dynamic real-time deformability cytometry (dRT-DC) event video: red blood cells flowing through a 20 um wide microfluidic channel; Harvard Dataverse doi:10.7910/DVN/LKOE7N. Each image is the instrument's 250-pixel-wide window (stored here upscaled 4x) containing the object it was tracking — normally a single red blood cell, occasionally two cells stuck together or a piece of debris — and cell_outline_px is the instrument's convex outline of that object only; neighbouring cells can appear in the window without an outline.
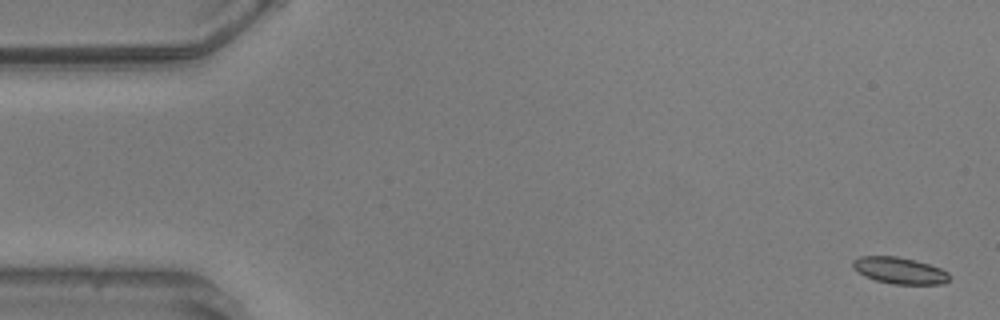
{"species": "common noctule bat (a hibernating species)", "species_latin": "Nyctalus noctula", "temperature_condition": "warm", "stored_images_in_passage": 57, "camera_frame_rate_fps": 3000, "um_per_image_px": 0.085, "animal": {"sex": "male", "body_mass_g": 20.5, "forearm_length_mm": 52.5}, "frame": {"image": 1, "passage_image": 1, "time_ms": 0.0, "image_size_px": [1000, 320], "cell_outline_px": [[948, 280], [944, 284], [892, 284], [876, 280], [864, 276], [856, 272], [852, 268], [852, 260], [860, 256], [896, 256], [916, 260], [940, 268], [948, 272]], "centroid_in_image_um": [76.41, 22.99], "position_along_channel_um": 8.6, "area_um2": 15.03}}
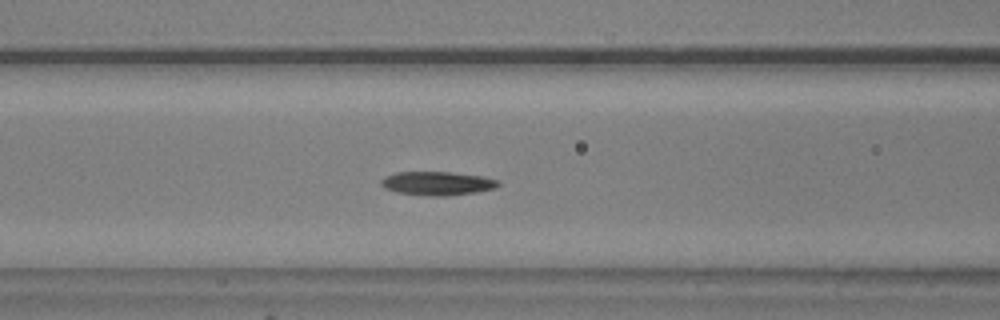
{"frame": {"image": 2, "passage_image": 22, "time_ms": 7.0, "image_size_px": [1000, 320], "cell_outline_px": [[500, 184], [496, 188], [476, 192], [444, 196], [432, 196], [396, 192], [384, 188], [380, 184], [380, 180], [384, 176], [396, 172], [452, 172], [484, 176], [500, 180]], "centroid_in_image_um": [37.18, 15.58], "position_along_channel_um": 129.4, "area_um2": 16.36}}
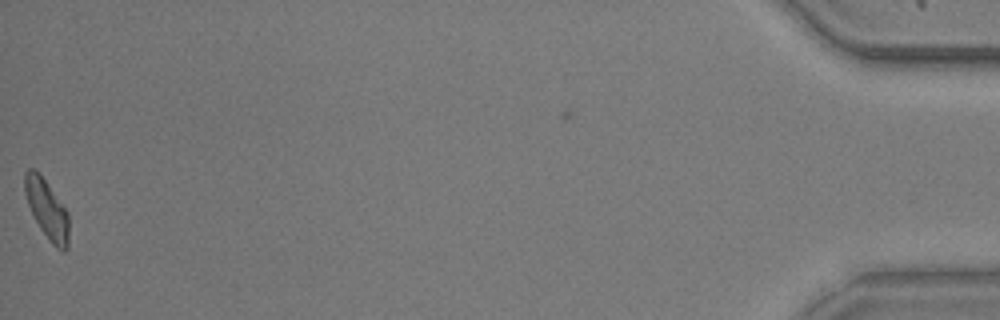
{"frame": {"image": 3, "passage_image": 56, "time_ms": 18.333, "image_size_px": [1000, 320], "cell_outline_px": [[68, 248], [64, 252], [56, 248], [48, 240], [40, 228], [28, 204], [24, 192], [24, 172], [28, 168], [32, 168], [44, 180], [68, 212]], "centroid_in_image_um": [3.98, 17.83], "position_along_channel_um": 431.2, "area_um2": 14.91}, "authors_computed_cell_mechanics": {"area_um2": 15.7216, "velocity_mm_per_s": 3.5765, "shape_relaxation_time_tau1_ms": 2.9784, "shape_relaxation_time_tau2_ms": 4.0235, "deformation_change_tau1": 0.1442, "deformation_change_tau2": 0.0925}}